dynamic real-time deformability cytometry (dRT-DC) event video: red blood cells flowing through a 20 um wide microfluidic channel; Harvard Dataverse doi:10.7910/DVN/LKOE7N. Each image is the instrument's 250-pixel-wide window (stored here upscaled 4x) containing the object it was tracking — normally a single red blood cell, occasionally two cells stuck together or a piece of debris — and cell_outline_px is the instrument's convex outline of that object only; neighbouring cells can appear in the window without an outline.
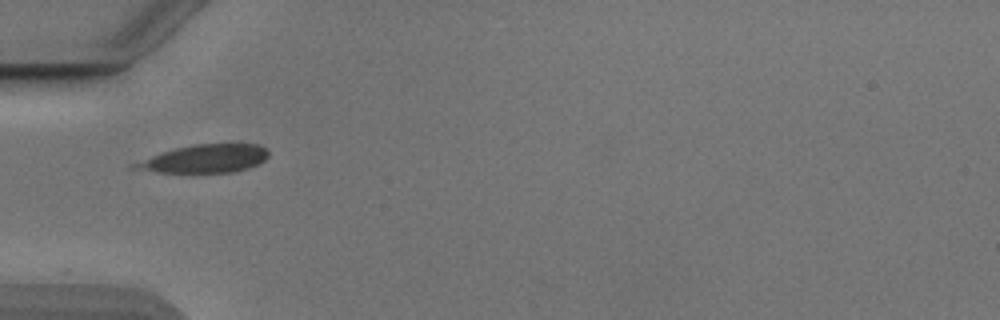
{"species": "Egyptian fruit bat (a non-hibernating species)", "species_latin": "Rousettus aegyptiacus", "temperature_condition": "cold", "stored_images_in_passage": 14, "camera_frame_rate_fps": 3000, "um_per_image_px": 0.085, "animal": {"sex": "male"}, "frame": {"image": 1, "passage_image": 1, "time_ms": 0.0, "image_size_px": [1000, 320], "cell_outline_px": [[268, 156], [264, 160], [248, 168], [232, 172], [156, 172], [128, 168], [128, 164], [176, 148], [196, 144], [256, 144], [264, 148], [268, 152]], "centroid_in_image_um": [17.34, 13.5], "position_along_channel_um": 67.7, "area_um2": 21.62}}
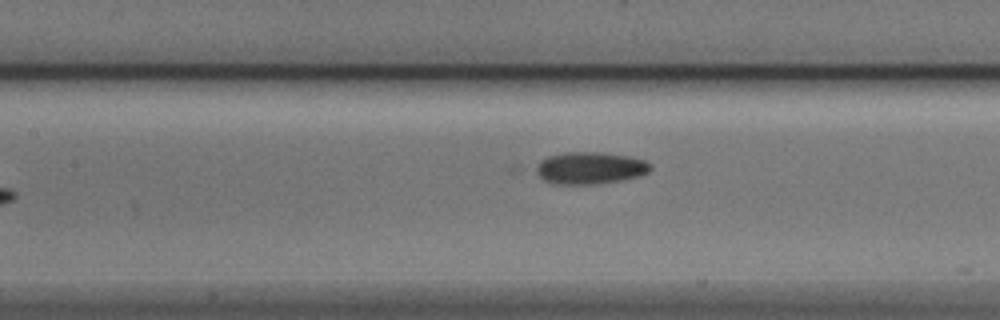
{"frame": {"image": 2, "passage_image": 8, "time_ms": 2.333, "image_size_px": [1000, 320], "cell_outline_px": [[652, 168], [648, 172], [640, 176], [620, 180], [592, 184], [556, 184], [544, 180], [532, 168], [540, 160], [548, 156], [564, 152], [600, 152], [628, 156], [644, 160], [652, 164]], "centroid_in_image_um": [50.13, 14.27], "position_along_channel_um": 157.3, "area_um2": 21.5}}
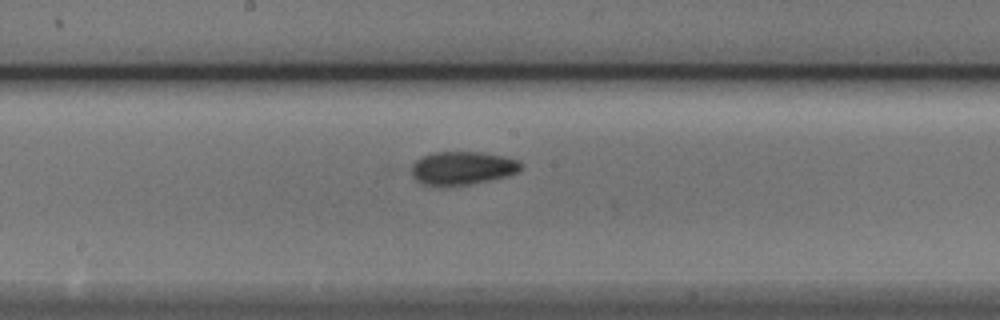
{"frame": {"image": 3, "passage_image": 12, "time_ms": 3.667, "image_size_px": [1000, 320], "cell_outline_px": [[520, 168], [516, 172], [508, 176], [472, 184], [444, 188], [440, 188], [424, 184], [416, 180], [412, 176], [412, 164], [420, 156], [436, 152], [480, 152], [504, 156], [520, 160]], "centroid_in_image_um": [39.26, 14.31], "position_along_channel_um": 208.9, "area_um2": 21.68}}